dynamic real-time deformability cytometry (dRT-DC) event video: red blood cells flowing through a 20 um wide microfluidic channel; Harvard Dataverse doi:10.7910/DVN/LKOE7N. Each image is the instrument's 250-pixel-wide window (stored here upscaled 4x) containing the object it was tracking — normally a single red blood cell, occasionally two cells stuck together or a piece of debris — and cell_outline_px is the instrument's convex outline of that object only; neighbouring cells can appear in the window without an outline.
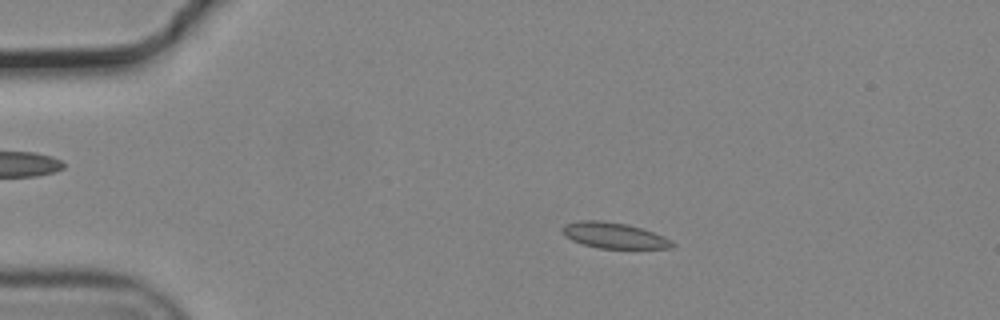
{"species": "common noctule bat (a hibernating species)", "species_latin": "Nyctalus noctula", "temperature_condition": "cold", "stored_images_in_passage": 11, "camera_frame_rate_fps": 3000, "um_per_image_px": 0.085, "animal": {"sex": "male", "body_mass_g": 19.2, "forearm_length_mm": 51.8}, "frame": {"image": 1, "passage_image": 4, "time_ms": 1.0, "image_size_px": [1000, 320], "cell_outline_px": [[676, 244], [672, 248], [600, 248], [584, 244], [572, 240], [564, 236], [560, 228], [564, 224], [580, 220], [600, 220], [628, 224], [664, 236]], "centroid_in_image_um": [52.15, 20.0], "position_along_channel_um": 32.8, "area_um2": 16.47}}